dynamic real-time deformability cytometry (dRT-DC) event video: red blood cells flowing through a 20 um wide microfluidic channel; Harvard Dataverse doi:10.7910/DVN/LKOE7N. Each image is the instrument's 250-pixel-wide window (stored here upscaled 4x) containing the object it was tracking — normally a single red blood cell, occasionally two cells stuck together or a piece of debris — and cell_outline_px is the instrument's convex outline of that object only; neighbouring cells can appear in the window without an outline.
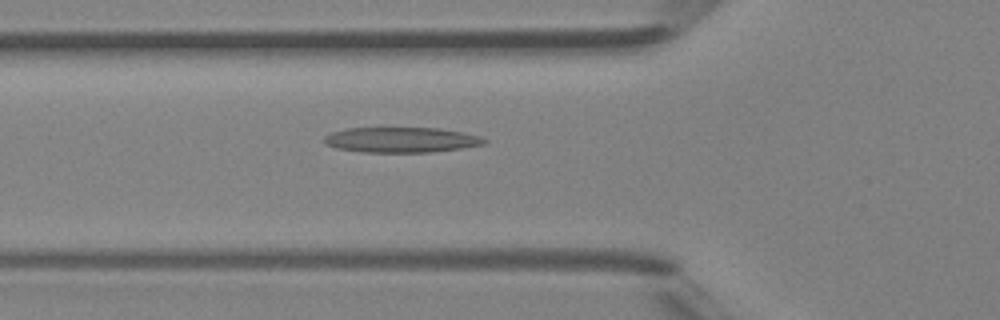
{"species": "Egyptian fruit bat (a non-hibernating species)", "species_latin": "Rousettus aegyptiacus", "temperature_condition": "room temperature", "stored_images_in_passage": 46, "camera_frame_rate_fps": 3000, "um_per_image_px": 0.085, "animal": {"sex": "female"}, "frame": {"image": 1, "passage_image": 16, "time_ms": 5.0, "image_size_px": [1000, 320], "cell_outline_px": [[488, 140], [484, 144], [460, 148], [432, 152], [360, 152], [336, 148], [324, 144], [324, 136], [332, 132], [348, 128], [440, 128], [464, 132], [480, 136]], "centroid_in_image_um": [34.09, 11.88], "position_along_channel_um": 91.7, "area_um2": 23.64}}
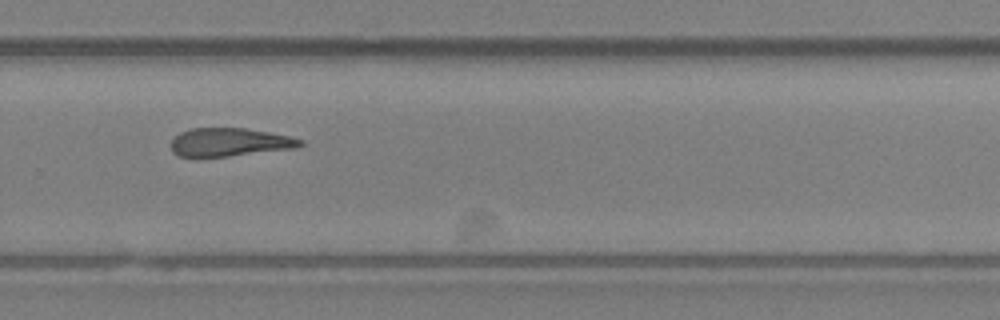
{"frame": {"image": 2, "passage_image": 31, "time_ms": 10.0, "image_size_px": [1000, 320], "cell_outline_px": [[304, 144], [296, 148], [200, 160], [180, 156], [172, 152], [172, 140], [180, 132], [188, 128], [244, 128], [268, 132], [288, 136], [304, 140]], "centroid_in_image_um": [19.47, 12.12], "position_along_channel_um": 310.3, "area_um2": 21.96}}
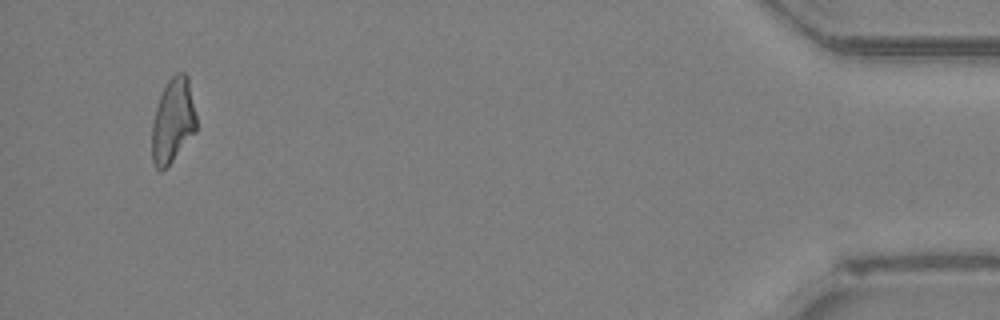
{"frame": {"image": 3, "passage_image": 44, "time_ms": 14.333, "image_size_px": [1000, 320], "cell_outline_px": [[196, 132], [172, 160], [160, 172], [156, 168], [152, 160], [152, 120], [160, 96], [168, 80], [176, 72], [184, 72], [188, 76], [196, 116]], "centroid_in_image_um": [14.7, 10.24], "position_along_channel_um": 420.5, "area_um2": 21.79}, "authors_computed_cell_mechanics": {"area_um2": 22.6287, "velocity_mm_per_s": 4.3766, "shape_relaxation_time_tau1_ms": null, "shape_relaxation_time_tau2_ms": 9.6208, "deformation_change_tau1": null, "deformation_change_tau2": 0.3056}}